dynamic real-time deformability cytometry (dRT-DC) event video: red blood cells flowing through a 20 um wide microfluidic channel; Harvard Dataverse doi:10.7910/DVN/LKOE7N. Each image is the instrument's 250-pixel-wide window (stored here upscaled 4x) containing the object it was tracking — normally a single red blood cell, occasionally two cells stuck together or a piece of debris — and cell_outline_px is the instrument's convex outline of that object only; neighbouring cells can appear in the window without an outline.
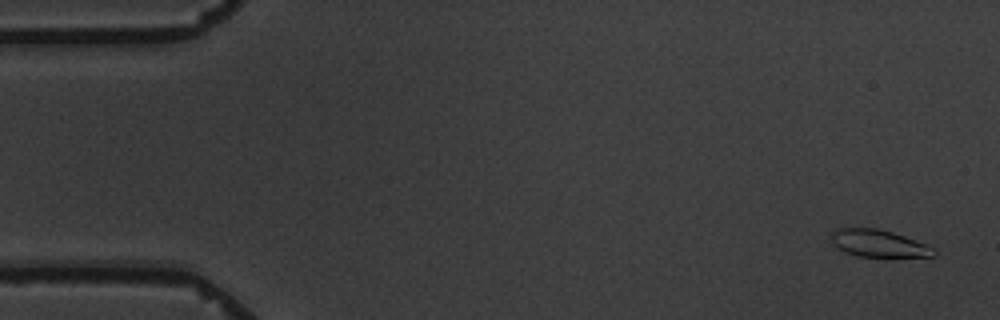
{"species": "common noctule bat (a hibernating species)", "species_latin": "Nyctalus noctula", "temperature_condition": "warm", "stored_images_in_passage": 5, "camera_frame_rate_fps": 3000, "um_per_image_px": 0.085, "animal": {"sex": "male", "body_mass_g": 19.5, "forearm_length_mm": 54.6}, "frame": {"image": 1, "passage_image": 1, "time_ms": 0.0, "image_size_px": [1000, 320], "cell_outline_px": [[936, 256], [856, 256], [844, 252], [832, 244], [832, 232], [836, 228], [876, 228], [892, 232], [904, 236], [924, 244], [932, 248], [936, 252]], "centroid_in_image_um": [74.62, 20.68], "position_along_channel_um": 10.4, "area_um2": 15.95}}